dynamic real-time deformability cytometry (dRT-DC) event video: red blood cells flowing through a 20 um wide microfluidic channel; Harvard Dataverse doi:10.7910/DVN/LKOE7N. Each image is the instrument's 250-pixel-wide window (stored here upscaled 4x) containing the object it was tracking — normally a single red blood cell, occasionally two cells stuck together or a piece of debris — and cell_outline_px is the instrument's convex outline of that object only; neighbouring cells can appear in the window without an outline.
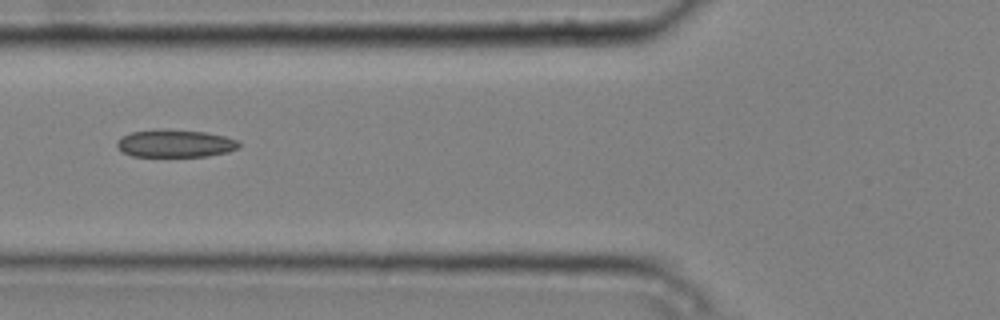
{"species": "common noctule bat (a hibernating species)", "species_latin": "Nyctalus noctula", "temperature_condition": "cold", "stored_images_in_passage": 7, "camera_frame_rate_fps": 3000, "um_per_image_px": 0.085, "animal": {"sex": "male", "body_mass_g": 20.4}, "frame": {"image": 1, "passage_image": 6, "time_ms": 1.667, "image_size_px": [1000, 320], "cell_outline_px": [[240, 148], [228, 152], [208, 156], [132, 156], [120, 152], [116, 148], [116, 144], [124, 136], [132, 132], [156, 128], [164, 128], [204, 132], [224, 136], [236, 140], [240, 144]], "centroid_in_image_um": [14.87, 12.19], "position_along_channel_um": 110.9, "area_um2": 19.83}}
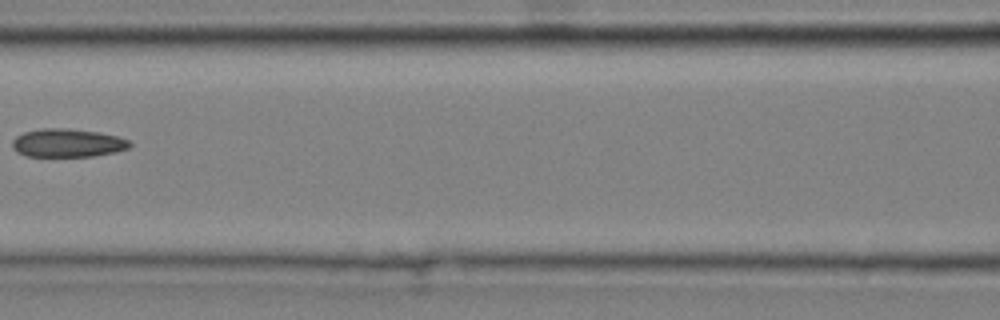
{"frame": {"image": 2, "passage_image": 7, "time_ms": 2.0, "image_size_px": [1000, 320], "cell_outline_px": [[132, 144], [128, 148], [116, 152], [92, 156], [28, 156], [16, 152], [12, 148], [12, 140], [16, 136], [24, 132], [40, 128], [64, 128], [100, 132], [116, 136], [128, 140]], "centroid_in_image_um": [5.71, 12.15], "position_along_channel_um": 160.9, "area_um2": 19.42}}